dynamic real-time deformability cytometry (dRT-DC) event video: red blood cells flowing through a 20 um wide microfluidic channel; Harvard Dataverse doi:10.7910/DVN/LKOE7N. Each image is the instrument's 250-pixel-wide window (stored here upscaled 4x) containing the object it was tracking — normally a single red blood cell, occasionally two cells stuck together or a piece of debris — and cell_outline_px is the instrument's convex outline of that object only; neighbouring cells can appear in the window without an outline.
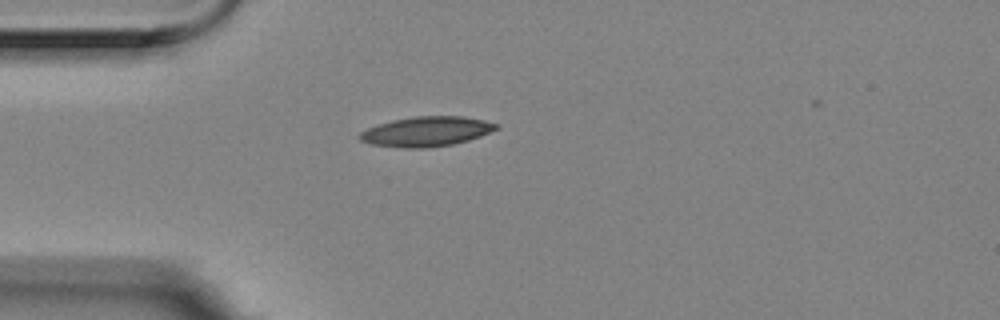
{"species": "Egyptian fruit bat (a non-hibernating species)", "species_latin": "Rousettus aegyptiacus", "temperature_condition": "room temperature", "stored_images_in_passage": 7, "camera_frame_rate_fps": 3000, "um_per_image_px": 0.085, "animal": {"sex": "female"}, "frame": {"image": 1, "passage_image": 1, "time_ms": 0.0, "image_size_px": [1000, 320], "cell_outline_px": [[500, 128], [480, 136], [468, 140], [452, 144], [428, 148], [400, 148], [372, 144], [360, 140], [360, 132], [368, 128], [392, 120], [416, 116], [464, 116], [484, 120], [500, 124]], "centroid_in_image_um": [36.29, 11.17], "position_along_channel_um": 48.7, "area_um2": 23.7}}
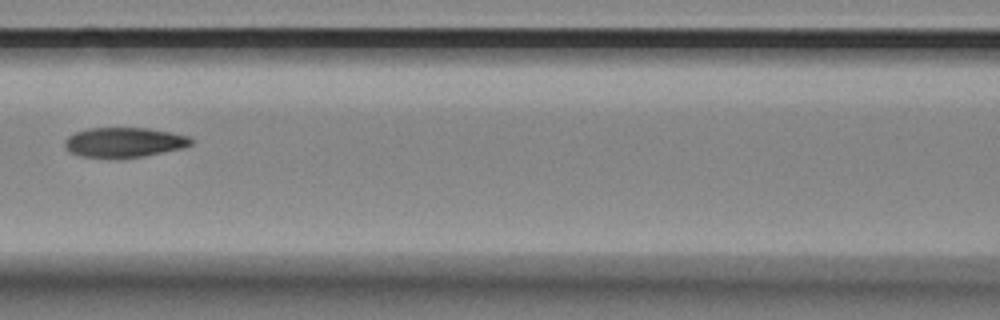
{"frame": {"image": 2, "passage_image": 4, "time_ms": 1.0, "image_size_px": [1000, 320], "cell_outline_px": [[192, 144], [184, 148], [144, 156], [116, 160], [80, 156], [72, 152], [64, 144], [64, 140], [68, 136], [76, 132], [88, 128], [148, 128], [188, 136], [192, 140]], "centroid_in_image_um": [10.54, 12.12], "position_along_channel_um": 156.1, "area_um2": 22.25}}
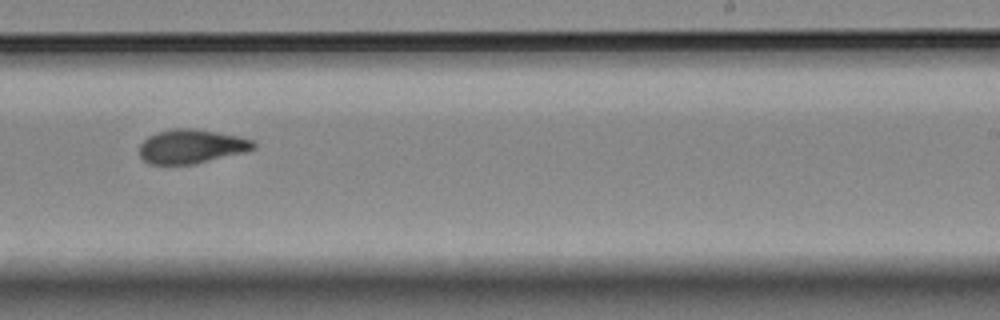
{"frame": {"image": 3, "passage_image": 7, "time_ms": 2.0, "image_size_px": [1000, 320], "cell_outline_px": [[256, 148], [244, 152], [196, 164], [148, 164], [140, 156], [140, 144], [148, 136], [156, 132], [172, 128], [192, 128], [240, 136], [252, 140], [256, 144]], "centroid_in_image_um": [16.26, 12.44], "position_along_channel_um": 272.7, "area_um2": 22.72}}